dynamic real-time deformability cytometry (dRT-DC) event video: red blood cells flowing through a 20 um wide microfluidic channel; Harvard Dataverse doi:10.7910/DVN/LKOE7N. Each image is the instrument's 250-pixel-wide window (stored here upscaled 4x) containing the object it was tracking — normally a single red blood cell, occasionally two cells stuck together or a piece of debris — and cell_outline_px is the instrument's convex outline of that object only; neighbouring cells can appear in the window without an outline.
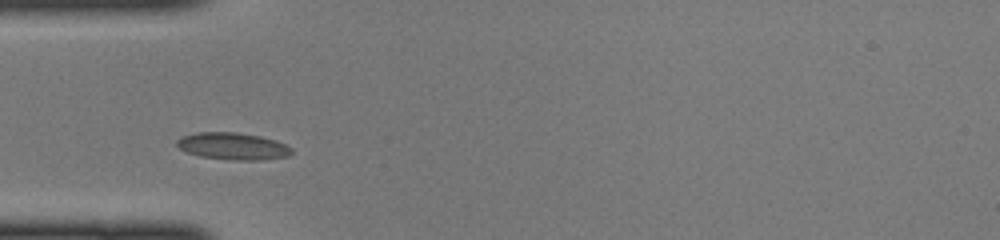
{"species": "common noctule bat (a hibernating species)", "species_latin": "Nyctalus noctula", "temperature_condition": "cold", "stored_images_in_passage": 34, "camera_frame_rate_fps": 3000, "um_per_image_px": 0.085, "animal": {"sex": "female", "body_mass_g": 22.0, "forearm_length_mm": 56.7}, "frame": {"image": 1, "passage_image": 1, "time_ms": 0.0, "image_size_px": [1000, 240], "cell_outline_px": [[292, 152], [288, 156], [260, 160], [232, 160], [200, 156], [188, 152], [180, 148], [176, 144], [176, 140], [184, 136], [196, 132], [236, 132], [260, 136], [276, 140], [292, 148]], "centroid_in_image_um": [19.8, 12.42], "position_along_channel_um": 65.2, "area_um2": 17.98}}
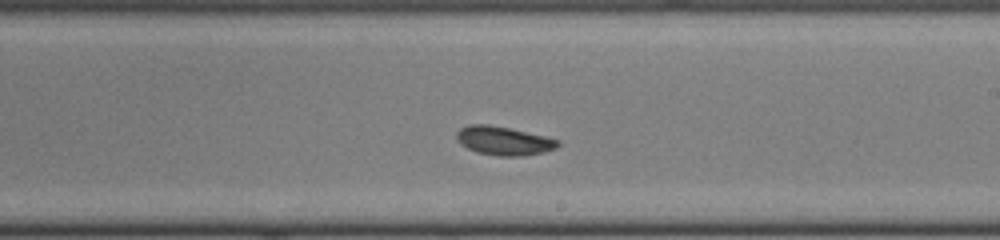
{"frame": {"image": 2, "passage_image": 14, "time_ms": 4.333, "image_size_px": [1000, 240], "cell_outline_px": [[560, 144], [556, 148], [544, 152], [524, 156], [496, 156], [476, 152], [460, 144], [456, 136], [456, 132], [460, 128], [468, 124], [488, 124], [508, 128], [544, 136], [560, 140]], "centroid_in_image_um": [42.8, 11.97], "position_along_channel_um": 246.2, "area_um2": 16.99}}
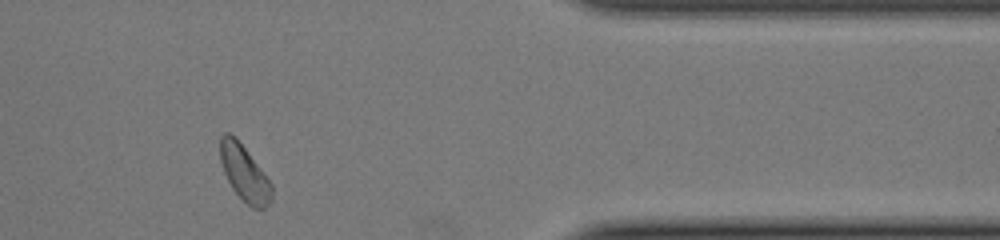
{"frame": {"image": 3, "passage_image": 26, "time_ms": 8.333, "image_size_px": [1000, 240], "cell_outline_px": [[272, 200], [264, 208], [252, 208], [232, 188], [224, 172], [220, 160], [220, 136], [224, 132], [228, 132], [236, 136], [272, 184]], "centroid_in_image_um": [20.76, 14.68], "position_along_channel_um": 390.6, "area_um2": 16.59}}